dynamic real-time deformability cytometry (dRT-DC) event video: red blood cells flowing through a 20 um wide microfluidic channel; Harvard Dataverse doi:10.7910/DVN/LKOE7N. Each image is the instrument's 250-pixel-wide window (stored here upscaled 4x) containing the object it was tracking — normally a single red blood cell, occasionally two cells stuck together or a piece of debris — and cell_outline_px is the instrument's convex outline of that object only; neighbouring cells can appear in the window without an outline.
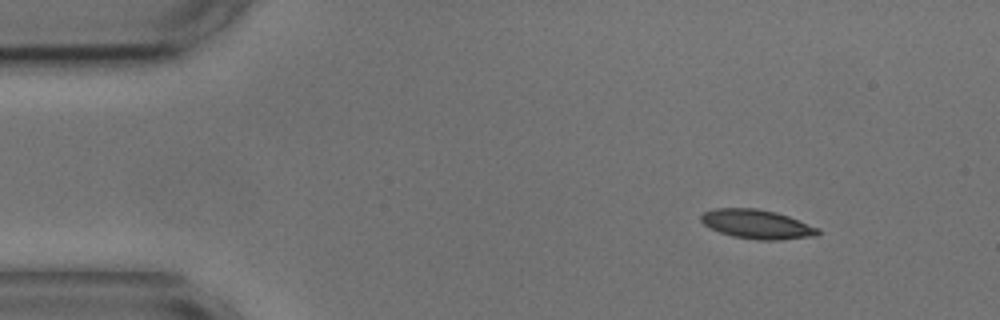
{"species": "common noctule bat (a hibernating species)", "species_latin": "Nyctalus noctula", "temperature_condition": "cold", "stored_images_in_passage": 5, "camera_frame_rate_fps": 3000, "um_per_image_px": 0.085, "animal": {"sex": "male", "body_mass_g": 17.9, "forearm_length_mm": 54.2}, "frame": {"image": 1, "passage_image": 1, "time_ms": 0.0, "image_size_px": [1000, 320], "cell_outline_px": [[820, 232], [816, 236], [780, 240], [756, 240], [732, 236], [720, 232], [704, 224], [700, 220], [700, 216], [704, 212], [716, 208], [756, 208], [776, 212], [788, 216], [820, 228]], "centroid_in_image_um": [64.36, 19.06], "position_along_channel_um": 20.6, "area_um2": 19.88}}